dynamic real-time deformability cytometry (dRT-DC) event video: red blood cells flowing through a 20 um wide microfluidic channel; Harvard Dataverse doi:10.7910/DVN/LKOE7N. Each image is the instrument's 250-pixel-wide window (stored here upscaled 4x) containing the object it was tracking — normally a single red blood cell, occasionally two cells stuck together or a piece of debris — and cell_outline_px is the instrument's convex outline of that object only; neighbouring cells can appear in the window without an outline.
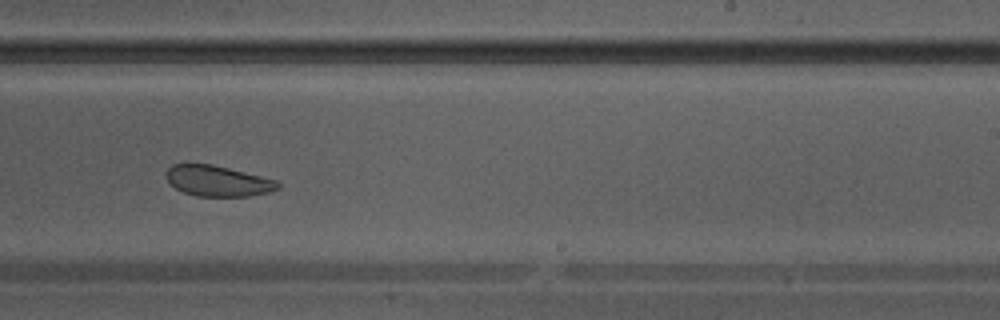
{"species": "Egyptian fruit bat (a non-hibernating species)", "species_latin": "Rousettus aegyptiacus", "temperature_condition": "warm", "stored_images_in_passage": 37, "camera_frame_rate_fps": 3000, "um_per_image_px": 0.085, "animal": {"sex": "male"}, "frame": {"image": 1, "passage_image": 22, "time_ms": 7.0, "image_size_px": [1000, 320], "cell_outline_px": [[280, 188], [268, 192], [248, 196], [196, 196], [184, 192], [176, 188], [164, 176], [168, 168], [172, 164], [212, 164], [276, 180], [280, 184]], "centroid_in_image_um": [18.49, 15.38], "position_along_channel_um": 270.5, "area_um2": 19.77}}